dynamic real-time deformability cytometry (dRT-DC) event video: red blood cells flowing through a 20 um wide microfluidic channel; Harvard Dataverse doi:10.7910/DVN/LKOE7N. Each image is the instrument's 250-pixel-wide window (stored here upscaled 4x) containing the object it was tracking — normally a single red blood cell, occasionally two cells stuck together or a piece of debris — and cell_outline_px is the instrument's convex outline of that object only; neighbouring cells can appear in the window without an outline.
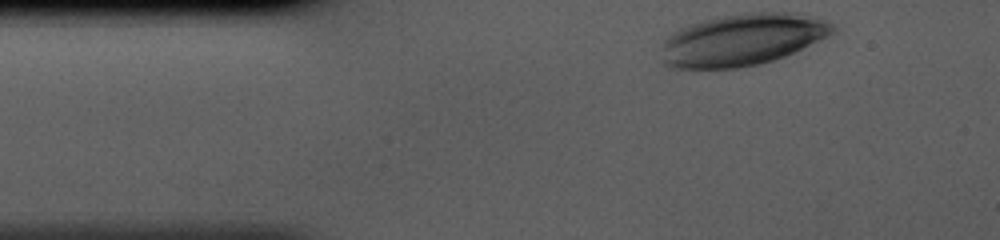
{"species": "human", "species_latin": "Homo sapiens", "temperature_condition": "cold", "stored_images_in_passage": 32, "camera_frame_rate_fps": 3000, "um_per_image_px": 0.085, "donor": {"sex": "male"}, "frame": {"image": 1, "passage_image": 1, "time_ms": 0.0, "image_size_px": [1000, 240], "cell_outline_px": [[836, 32], [820, 40], [784, 56], [760, 64], [736, 68], [672, 68], [664, 64], [664, 40], [672, 32], [680, 28], [716, 16], [744, 12], [792, 12], [820, 20], [832, 24], [836, 28]], "centroid_in_image_um": [63.09, 3.37], "position_along_channel_um": 21.9, "area_um2": 51.33}}
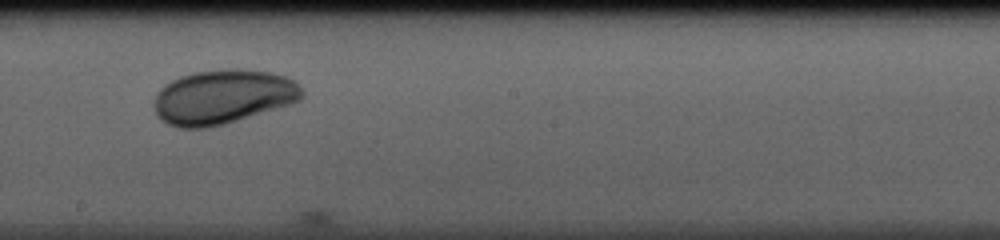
{"frame": {"image": 2, "passage_image": 19, "time_ms": 6.0, "image_size_px": [1000, 240], "cell_outline_px": [[304, 96], [300, 100], [288, 104], [224, 124], [208, 128], [180, 128], [168, 124], [160, 120], [156, 116], [156, 92], [164, 84], [180, 76], [192, 72], [232, 68], [236, 68], [272, 72], [288, 76], [296, 80], [304, 92]], "centroid_in_image_um": [18.96, 8.21], "position_along_channel_um": 229.2, "area_um2": 47.05}}
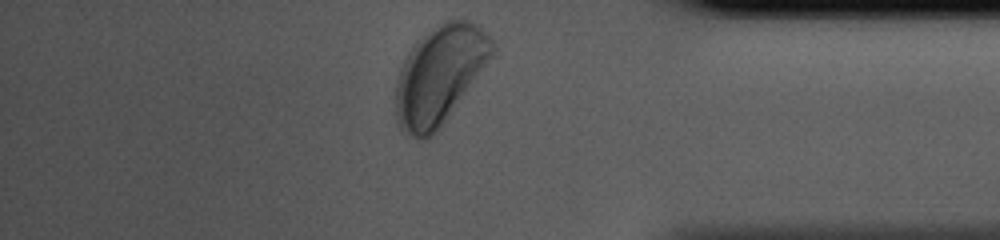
{"frame": {"image": 3, "passage_image": 32, "time_ms": 10.333, "image_size_px": [1000, 240], "cell_outline_px": [[496, 56], [440, 128], [432, 136], [424, 140], [412, 136], [400, 128], [396, 120], [396, 80], [400, 68], [408, 52], [424, 36], [444, 20], [460, 16], [464, 16], [480, 24], [492, 40], [496, 48]], "centroid_in_image_um": [37.46, 6.33], "position_along_channel_um": 397.7, "area_um2": 56.18}}